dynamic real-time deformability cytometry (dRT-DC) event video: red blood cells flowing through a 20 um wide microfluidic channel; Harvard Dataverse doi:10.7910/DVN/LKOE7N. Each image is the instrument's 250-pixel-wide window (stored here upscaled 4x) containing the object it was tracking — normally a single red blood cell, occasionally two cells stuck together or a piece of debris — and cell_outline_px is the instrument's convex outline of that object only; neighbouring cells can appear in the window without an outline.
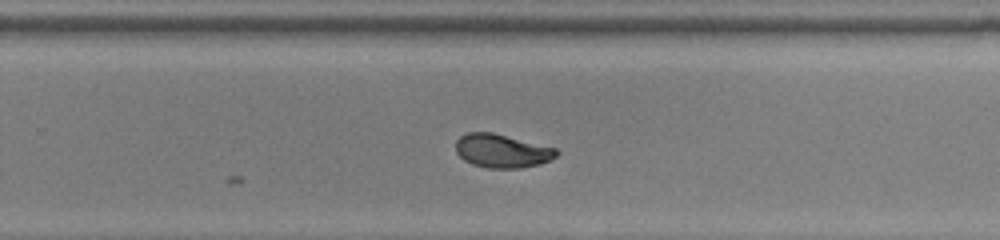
{"species": "common noctule bat (a hibernating species)", "species_latin": "Nyctalus noctula", "temperature_condition": "room temperature", "stored_images_in_passage": 18, "camera_frame_rate_fps": 3000, "um_per_image_px": 0.085, "animal": {"sex": "female", "body_mass_g": 22.0, "forearm_length_mm": 56.7}, "frame": {"image": 1, "passage_image": 18, "time_ms": 5.667, "image_size_px": [1000, 240], "cell_outline_px": [[560, 152], [556, 156], [540, 164], [520, 168], [488, 168], [472, 164], [464, 160], [456, 152], [456, 140], [460, 136], [468, 132], [492, 132], [556, 148]], "centroid_in_image_um": [42.65, 12.82], "position_along_channel_um": 287.1, "area_um2": 19.65}}